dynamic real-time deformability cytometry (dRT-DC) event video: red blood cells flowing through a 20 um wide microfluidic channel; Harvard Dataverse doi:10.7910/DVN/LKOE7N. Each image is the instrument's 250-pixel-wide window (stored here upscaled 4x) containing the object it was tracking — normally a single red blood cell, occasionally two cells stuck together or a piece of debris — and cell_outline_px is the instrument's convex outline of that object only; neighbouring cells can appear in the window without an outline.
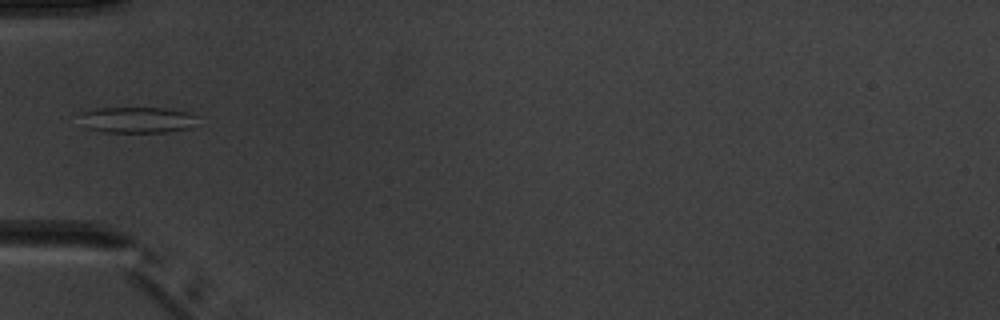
{"species": "common noctule bat (a hibernating species)", "species_latin": "Nyctalus noctula", "temperature_condition": "warm", "stored_images_in_passage": 4, "camera_frame_rate_fps": 3000, "um_per_image_px": 0.085, "animal": {"sex": "male", "body_mass_g": 20.1, "forearm_length_mm": 53.5}, "frame": {"image": 1, "passage_image": 3, "time_ms": 4.0, "image_size_px": [1000, 320], "cell_outline_px": [[196, 116], [192, 128], [168, 132], [104, 132], [88, 128], [80, 112], [96, 108], [164, 108], [188, 112]], "centroid_in_image_um": [11.71, 10.19], "position_along_channel_um": 73.3, "area_um2": 17.63}}
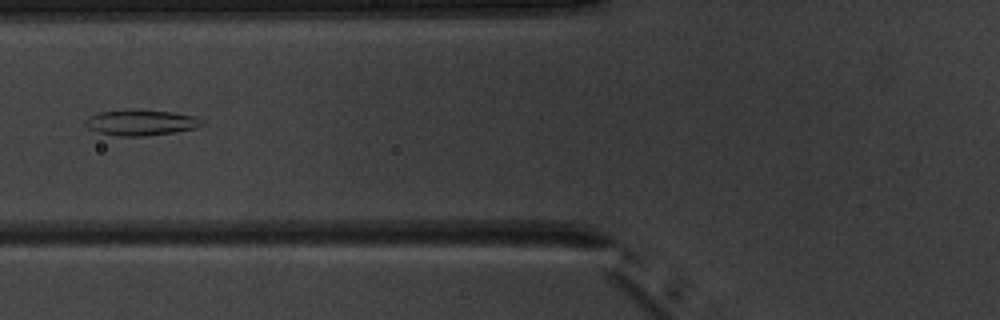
{"frame": {"image": 2, "passage_image": 4, "time_ms": 5.0, "image_size_px": [1000, 320], "cell_outline_px": [[204, 124], [200, 128], [144, 136], [120, 136], [96, 132], [88, 128], [84, 124], [84, 120], [88, 116], [100, 112], [128, 108], [140, 108], [172, 112], [196, 116], [204, 120]], "centroid_in_image_um": [11.98, 10.39], "position_along_channel_um": 113.8, "area_um2": 18.09}}